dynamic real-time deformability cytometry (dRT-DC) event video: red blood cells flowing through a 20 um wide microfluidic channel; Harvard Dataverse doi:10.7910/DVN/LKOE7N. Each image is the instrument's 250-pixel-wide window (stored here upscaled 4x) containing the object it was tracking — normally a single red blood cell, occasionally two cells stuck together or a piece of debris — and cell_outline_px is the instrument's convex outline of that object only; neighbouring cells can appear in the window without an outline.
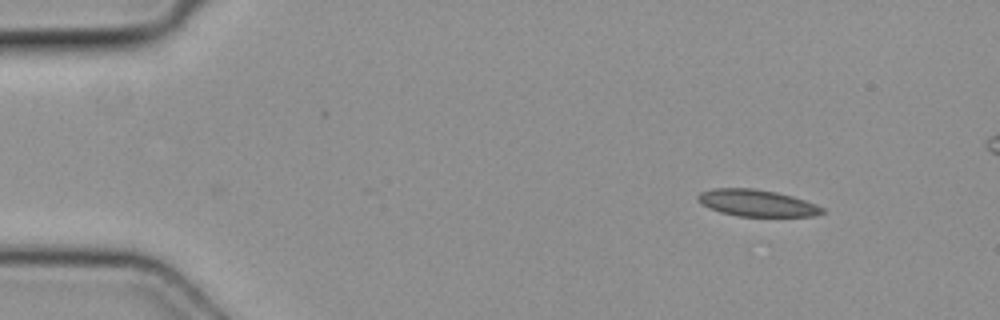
{"species": "common noctule bat (a hibernating species)", "species_latin": "Nyctalus noctula", "temperature_condition": "cold", "stored_images_in_passage": 4, "camera_frame_rate_fps": 3000, "um_per_image_px": 0.085, "animal": {"sex": "female", "body_mass_g": 19.3, "forearm_length_mm": 54.1}, "frame": {"image": 1, "passage_image": 1, "time_ms": 0.0, "image_size_px": [1000, 320], "cell_outline_px": [[824, 212], [816, 216], [740, 216], [720, 212], [708, 208], [696, 200], [696, 196], [700, 192], [712, 188], [752, 188], [776, 192], [792, 196], [816, 204], [824, 208]], "centroid_in_image_um": [64.3, 17.25], "position_along_channel_um": 20.7, "area_um2": 19.42}}